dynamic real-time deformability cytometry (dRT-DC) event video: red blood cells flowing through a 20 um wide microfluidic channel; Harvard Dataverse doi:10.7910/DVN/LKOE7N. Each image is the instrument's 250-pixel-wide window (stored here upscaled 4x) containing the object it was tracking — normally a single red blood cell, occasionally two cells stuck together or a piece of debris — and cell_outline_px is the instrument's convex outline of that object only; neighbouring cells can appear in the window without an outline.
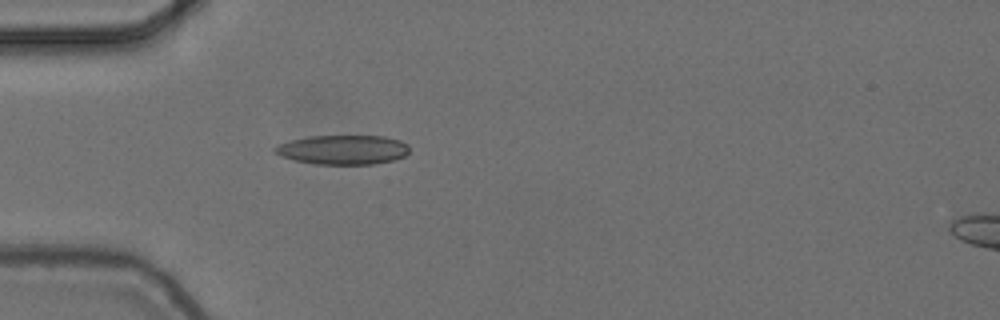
{"species": "common noctule bat (a hibernating species)", "species_latin": "Nyctalus noctula", "temperature_condition": "cold", "stored_images_in_passage": 3, "camera_frame_rate_fps": 3000, "um_per_image_px": 0.085, "animal": {"sex": "female", "body_mass_g": 24.6, "forearm_length_mm": 56.2}, "frame": {"image": 1, "passage_image": 3, "time_ms": 0.667, "image_size_px": [1000, 320], "cell_outline_px": [[408, 152], [404, 156], [396, 160], [372, 164], [316, 164], [296, 160], [272, 152], [272, 148], [276, 144], [308, 136], [384, 136], [400, 140], [408, 144]], "centroid_in_image_um": [29.15, 12.72], "position_along_channel_um": 55.8, "area_um2": 23.06}}